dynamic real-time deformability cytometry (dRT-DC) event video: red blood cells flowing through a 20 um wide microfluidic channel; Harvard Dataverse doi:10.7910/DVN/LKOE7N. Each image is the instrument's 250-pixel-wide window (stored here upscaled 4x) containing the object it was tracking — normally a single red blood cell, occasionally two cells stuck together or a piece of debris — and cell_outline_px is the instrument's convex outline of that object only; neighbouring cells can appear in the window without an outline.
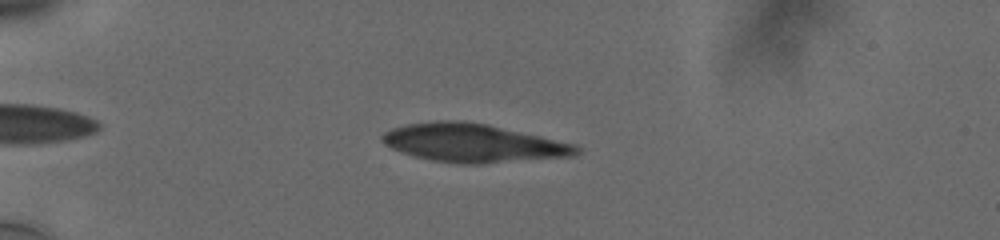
{"species": "human", "species_latin": "Homo sapiens", "temperature_condition": "cold", "stored_images_in_passage": 49, "camera_frame_rate_fps": 3000, "um_per_image_px": 0.085, "donor": {"sex": "male"}, "frame": {"image": 1, "passage_image": 9, "time_ms": 2.667, "image_size_px": [1000, 240], "cell_outline_px": [[580, 152], [576, 156], [480, 164], [460, 164], [432, 160], [416, 156], [392, 148], [384, 144], [380, 140], [380, 136], [384, 132], [392, 128], [408, 124], [440, 120], [460, 120], [488, 124], [576, 144], [580, 148]], "centroid_in_image_um": [40.25, 12.15], "position_along_channel_um": 44.8, "area_um2": 43.47}}
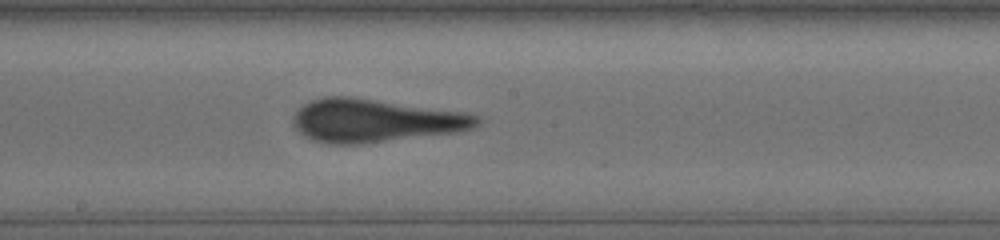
{"frame": {"image": 2, "passage_image": 26, "time_ms": 8.333, "image_size_px": [1000, 240], "cell_outline_px": [[480, 124], [472, 128], [456, 132], [356, 144], [328, 144], [312, 140], [304, 136], [292, 124], [292, 116], [304, 104], [312, 100], [324, 96], [352, 96], [464, 112], [480, 116]], "centroid_in_image_um": [31.84, 10.24], "position_along_channel_um": 216.4, "area_um2": 46.12}}
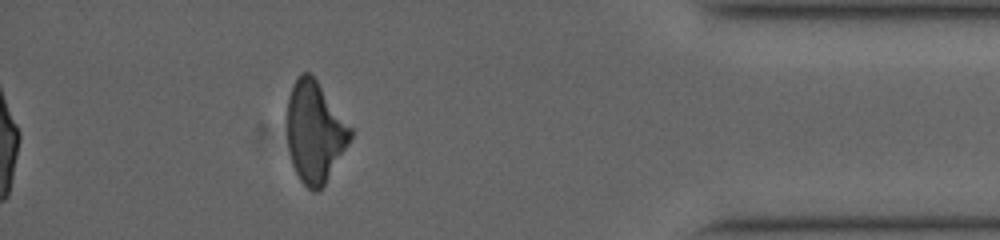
{"frame": {"image": 3, "passage_image": 44, "time_ms": 14.333, "image_size_px": [1000, 240], "cell_outline_px": [[352, 136], [348, 144], [324, 184], [316, 192], [312, 192], [300, 180], [292, 164], [288, 148], [284, 120], [284, 116], [288, 96], [292, 84], [300, 72], [312, 72], [352, 128]], "centroid_in_image_um": [26.7, 11.14], "position_along_channel_um": 408.5, "area_um2": 38.03}, "authors_computed_cell_mechanics": {"area_um2": 43.6968, "velocity_mm_per_s": 3.7853, "shape_relaxation_time_tau1_ms": 6.9674, "shape_relaxation_time_tau2_ms": 1.9784, "deformation_change_tau1": 0.1789, "deformation_change_tau2": 0.0419}}